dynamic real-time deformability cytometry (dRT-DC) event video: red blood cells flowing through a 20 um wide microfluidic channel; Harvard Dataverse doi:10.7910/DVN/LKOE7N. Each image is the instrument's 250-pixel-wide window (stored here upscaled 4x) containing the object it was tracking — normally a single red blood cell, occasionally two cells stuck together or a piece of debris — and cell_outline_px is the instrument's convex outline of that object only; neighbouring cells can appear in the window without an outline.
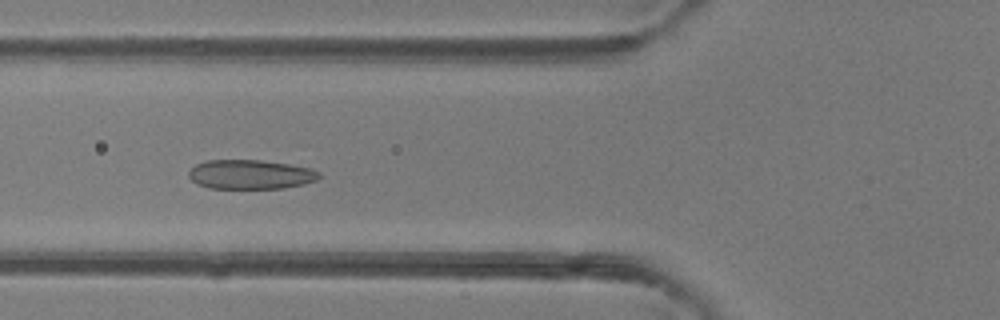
{"species": "common noctule bat (a hibernating species)", "species_latin": "Nyctalus noctula", "temperature_condition": "room temperature", "stored_images_in_passage": 48, "camera_frame_rate_fps": 3000, "um_per_image_px": 0.085, "animal": {"sex": "female"}, "frame": {"image": 1, "passage_image": 18, "time_ms": 5.667, "image_size_px": [1000, 320], "cell_outline_px": [[320, 176], [316, 180], [304, 184], [284, 188], [208, 188], [196, 184], [188, 176], [188, 172], [196, 164], [208, 160], [260, 160], [288, 164], [312, 168], [320, 172]], "centroid_in_image_um": [21.29, 14.83], "position_along_channel_um": 104.5, "area_um2": 22.31}}
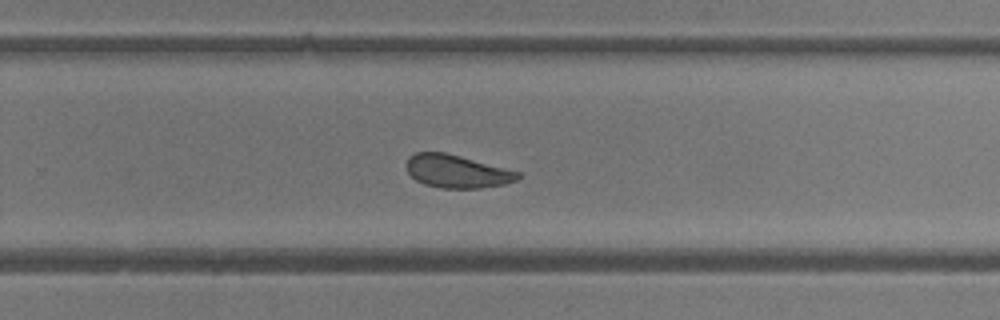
{"frame": {"image": 2, "passage_image": 31, "time_ms": 10.0, "image_size_px": [1000, 320], "cell_outline_px": [[520, 176], [516, 180], [504, 184], [480, 188], [440, 188], [424, 184], [416, 180], [408, 172], [404, 164], [408, 156], [416, 152], [444, 152], [460, 156], [520, 172]], "centroid_in_image_um": [38.78, 14.56], "position_along_channel_um": 291.0, "area_um2": 21.39}}
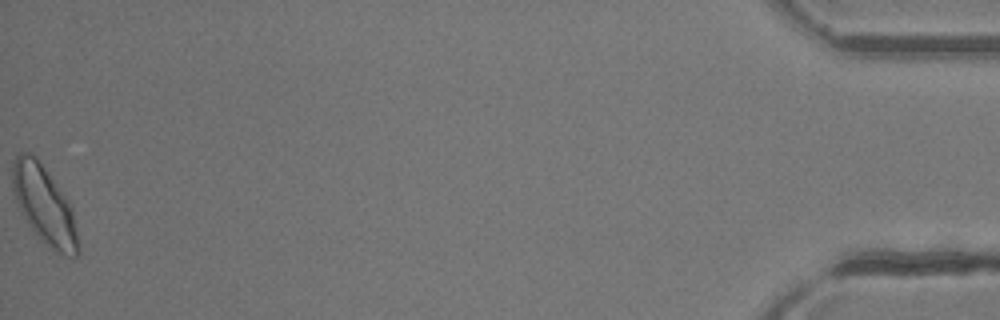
{"frame": {"image": 3, "passage_image": 48, "time_ms": 15.667, "image_size_px": [1000, 320], "cell_outline_px": [[80, 252], [72, 260], [44, 244], [40, 240], [28, 224], [20, 212], [12, 192], [12, 160], [20, 152], [32, 152], [36, 156], [72, 204], [80, 248]], "centroid_in_image_um": [3.77, 17.44], "position_along_channel_um": 431.4, "area_um2": 30.63}, "authors_computed_cell_mechanics": {"area_um2": 23.4957, "velocity_mm_per_s": 4.3036, "shape_relaxation_time_tau1_ms": 4.5098, "shape_relaxation_time_tau2_ms": 1.4806, "deformation_change_tau1": 0.1127, "deformation_change_tau2": 0.0779}}